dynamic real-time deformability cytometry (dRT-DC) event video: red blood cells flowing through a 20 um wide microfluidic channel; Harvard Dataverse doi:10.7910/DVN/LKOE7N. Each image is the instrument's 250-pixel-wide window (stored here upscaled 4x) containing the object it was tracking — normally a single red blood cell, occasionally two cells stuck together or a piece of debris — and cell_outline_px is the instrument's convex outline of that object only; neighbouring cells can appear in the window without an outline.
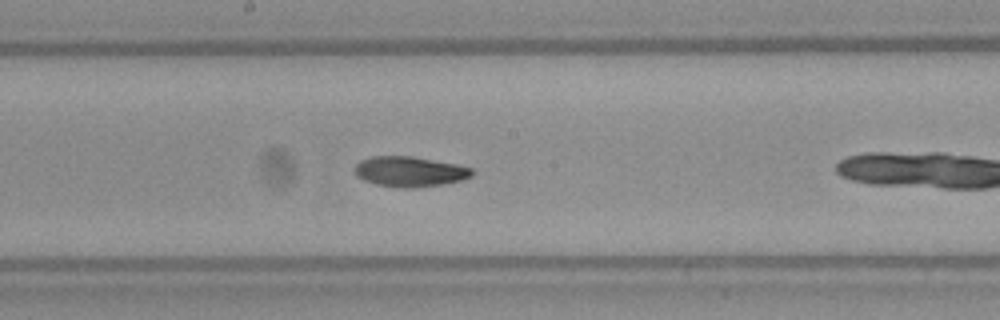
{"species": "Egyptian fruit bat (a non-hibernating species)", "species_latin": "Rousettus aegyptiacus", "temperature_condition": "warm", "stored_images_in_passage": 21, "camera_frame_rate_fps": 3000, "um_per_image_px": 0.085, "frame": {"image": 1, "passage_image": 14, "time_ms": 4.333, "image_size_px": [1000, 320], "cell_outline_px": [[476, 172], [472, 176], [460, 180], [440, 184], [412, 188], [404, 188], [376, 184], [364, 180], [356, 176], [356, 164], [360, 160], [372, 156], [412, 156], [456, 164], [472, 168]], "centroid_in_image_um": [34.83, 14.57], "position_along_channel_um": 213.4, "area_um2": 20.52}}
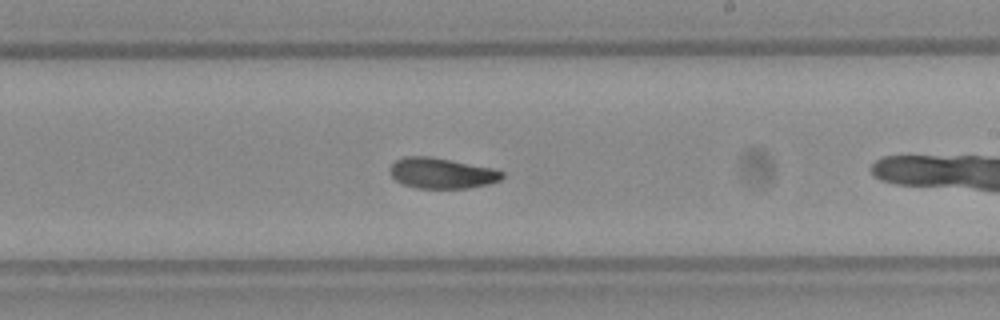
{"frame": {"image": 2, "passage_image": 17, "time_ms": 5.333, "image_size_px": [1000, 320], "cell_outline_px": [[504, 176], [500, 180], [488, 184], [468, 188], [416, 188], [404, 184], [396, 180], [388, 172], [388, 168], [396, 160], [404, 156], [432, 156], [492, 168], [504, 172]], "centroid_in_image_um": [37.52, 14.71], "position_along_channel_um": 251.5, "area_um2": 20.11}}
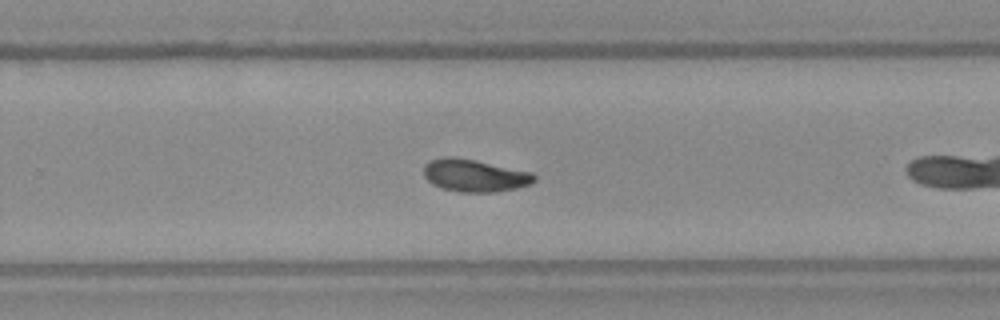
{"frame": {"image": 3, "passage_image": 20, "time_ms": 6.333, "image_size_px": [1000, 320], "cell_outline_px": [[536, 180], [532, 184], [516, 188], [496, 192], [460, 192], [440, 188], [432, 184], [424, 176], [424, 164], [428, 160], [440, 156], [452, 156], [476, 160], [532, 172], [536, 176]], "centroid_in_image_um": [40.32, 14.91], "position_along_channel_um": 289.5, "area_um2": 21.27}}